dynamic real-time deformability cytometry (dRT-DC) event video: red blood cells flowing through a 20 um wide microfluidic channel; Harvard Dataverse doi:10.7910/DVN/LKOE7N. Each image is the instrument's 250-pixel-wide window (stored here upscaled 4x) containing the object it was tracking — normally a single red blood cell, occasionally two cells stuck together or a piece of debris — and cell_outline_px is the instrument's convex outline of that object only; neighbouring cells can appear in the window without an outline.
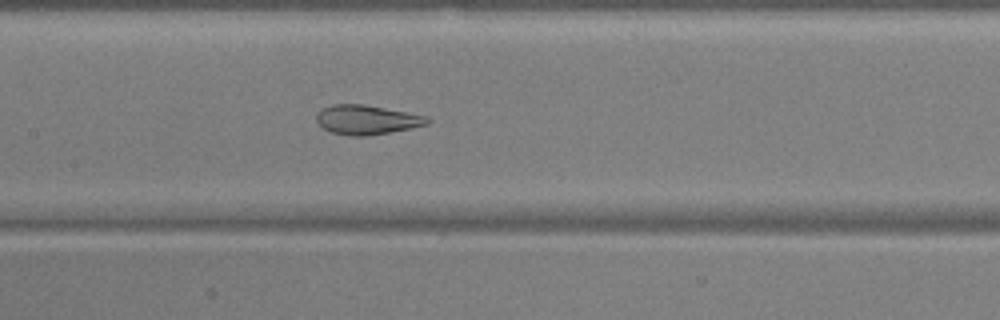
{"species": "common noctule bat (a hibernating species)", "species_latin": "Nyctalus noctula", "temperature_condition": "warm", "stored_images_in_passage": 54, "camera_frame_rate_fps": 3000, "um_per_image_px": 0.085, "animal": {"sex": "male", "body_mass_g": 17.9, "forearm_length_mm": 54.2}, "frame": {"image": 1, "passage_image": 27, "time_ms": 8.667, "image_size_px": [1000, 320], "cell_outline_px": [[432, 120], [428, 124], [412, 128], [368, 136], [348, 136], [328, 132], [316, 120], [316, 116], [324, 108], [332, 104], [364, 104], [428, 116]], "centroid_in_image_um": [31.21, 10.19], "position_along_channel_um": 176.2, "area_um2": 19.07}}
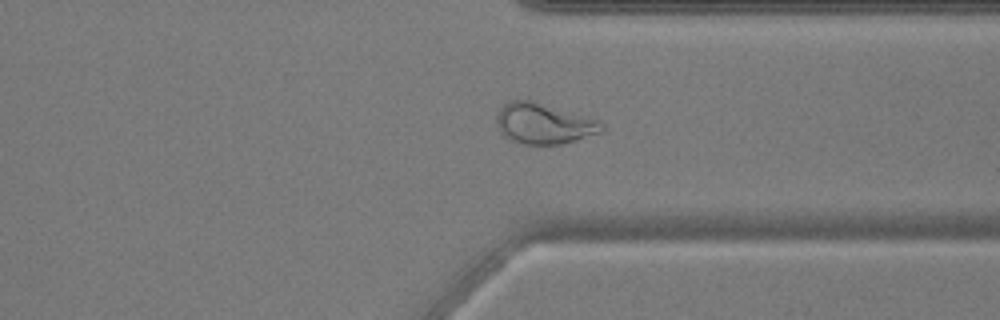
{"frame": {"image": 2, "passage_image": 42, "time_ms": 13.667, "image_size_px": [1000, 320], "cell_outline_px": [[604, 128], [600, 132], [576, 140], [560, 144], [524, 144], [512, 140], [504, 136], [500, 132], [496, 120], [496, 116], [500, 108], [508, 100], [532, 100], [596, 120], [604, 124]], "centroid_in_image_um": [46.17, 10.5], "position_along_channel_um": 365.2, "area_um2": 24.51}}
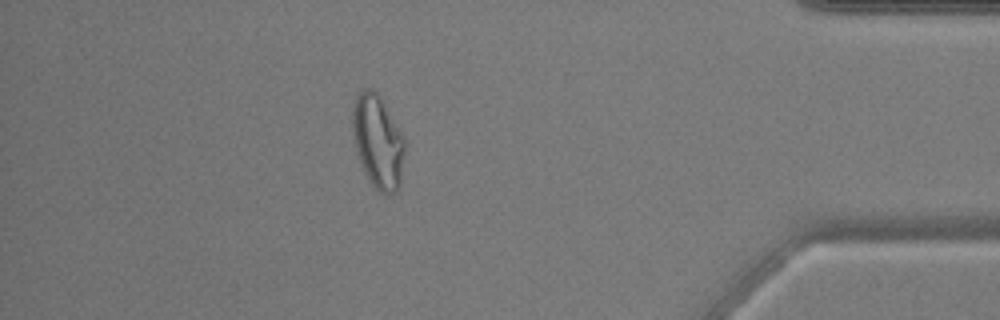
{"frame": {"image": 3, "passage_image": 48, "time_ms": 15.667, "image_size_px": [1000, 320], "cell_outline_px": [[404, 152], [400, 188], [396, 192], [388, 196], [384, 196], [372, 184], [360, 160], [356, 148], [352, 132], [352, 104], [356, 96], [364, 88], [372, 88], [380, 96], [400, 132], [404, 140]], "centroid_in_image_um": [32.11, 12.04], "position_along_channel_um": 403.1, "area_um2": 28.15}, "authors_computed_cell_mechanics": {"area_um2": 25.2297, "velocity_mm_per_s": 3.7848, "shape_relaxation_time_tau1_ms": null, "shape_relaxation_time_tau2_ms": 0.9683, "deformation_change_tau1": null, "deformation_change_tau2": 0.0881}}